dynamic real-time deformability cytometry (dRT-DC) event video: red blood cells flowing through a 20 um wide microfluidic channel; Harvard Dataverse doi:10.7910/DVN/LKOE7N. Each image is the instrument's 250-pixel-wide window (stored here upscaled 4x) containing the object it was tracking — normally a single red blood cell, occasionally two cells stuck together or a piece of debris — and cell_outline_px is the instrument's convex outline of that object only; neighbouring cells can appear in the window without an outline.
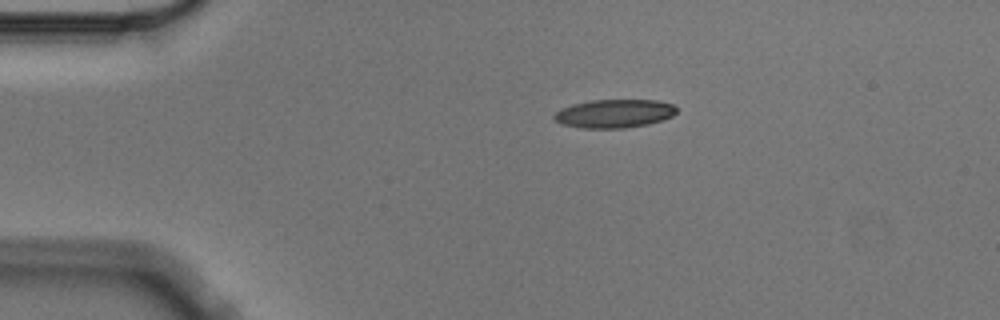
{"species": "Egyptian fruit bat (a non-hibernating species)", "species_latin": "Rousettus aegyptiacus", "temperature_condition": "cold", "stored_images_in_passage": 4, "camera_frame_rate_fps": 3000, "um_per_image_px": 0.085, "animal": {"sex": "male"}, "frame": {"image": 1, "passage_image": 4, "time_ms": 1.0, "image_size_px": [1000, 320], "cell_outline_px": [[676, 112], [672, 116], [648, 124], [624, 128], [580, 128], [560, 124], [552, 116], [556, 112], [572, 104], [592, 100], [656, 100], [672, 104], [676, 108]], "centroid_in_image_um": [52.19, 9.65], "position_along_channel_um": 32.8, "area_um2": 20.17}}